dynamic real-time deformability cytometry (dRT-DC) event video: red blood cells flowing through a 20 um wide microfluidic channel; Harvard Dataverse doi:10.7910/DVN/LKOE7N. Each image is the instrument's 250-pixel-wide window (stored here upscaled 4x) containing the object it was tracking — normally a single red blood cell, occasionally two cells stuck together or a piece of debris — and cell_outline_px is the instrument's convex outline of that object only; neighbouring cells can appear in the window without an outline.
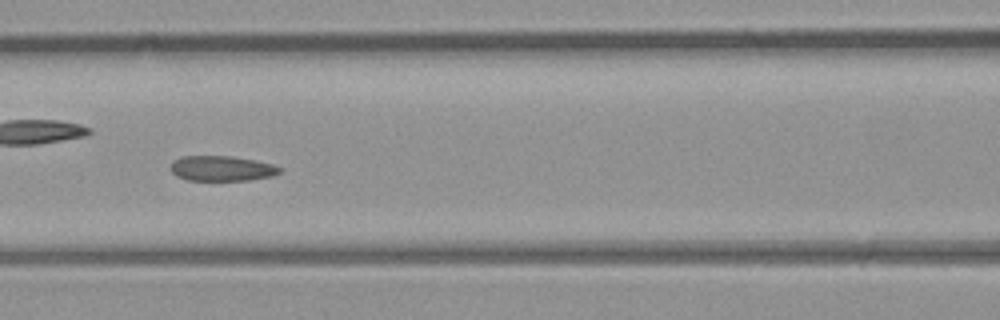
{"species": "common noctule bat (a hibernating species)", "species_latin": "Nyctalus noctula", "temperature_condition": "room temperature", "stored_images_in_passage": 47, "camera_frame_rate_fps": 3000, "um_per_image_px": 0.085, "animal": {"sex": "male", "body_mass_g": 23.1, "forearm_length_mm": 52.7}, "frame": {"image": 1, "passage_image": 21, "time_ms": 6.667, "image_size_px": [1000, 320], "cell_outline_px": [[284, 168], [280, 172], [272, 176], [248, 180], [188, 180], [176, 176], [172, 172], [172, 160], [180, 156], [232, 156], [256, 160], [272, 164]], "centroid_in_image_um": [18.87, 14.31], "position_along_channel_um": 147.7, "area_um2": 16.07}}
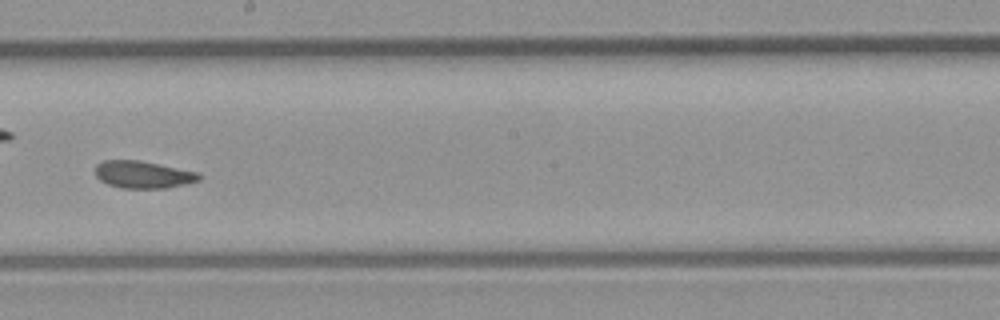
{"frame": {"image": 2, "passage_image": 27, "time_ms": 8.667, "image_size_px": [1000, 320], "cell_outline_px": [[200, 180], [168, 188], [120, 188], [108, 184], [100, 180], [96, 176], [96, 164], [104, 160], [140, 160], [200, 172]], "centroid_in_image_um": [12.17, 14.83], "position_along_channel_um": 236.0, "area_um2": 16.59}, "authors_computed_cell_mechanics": {"area_um2": 17.1666, "velocity_mm_per_s": 4.4226, "shape_relaxation_time_tau1_ms": null, "shape_relaxation_time_tau2_ms": 1.7794, "deformation_change_tau1": null, "deformation_change_tau2": 0.0765}}